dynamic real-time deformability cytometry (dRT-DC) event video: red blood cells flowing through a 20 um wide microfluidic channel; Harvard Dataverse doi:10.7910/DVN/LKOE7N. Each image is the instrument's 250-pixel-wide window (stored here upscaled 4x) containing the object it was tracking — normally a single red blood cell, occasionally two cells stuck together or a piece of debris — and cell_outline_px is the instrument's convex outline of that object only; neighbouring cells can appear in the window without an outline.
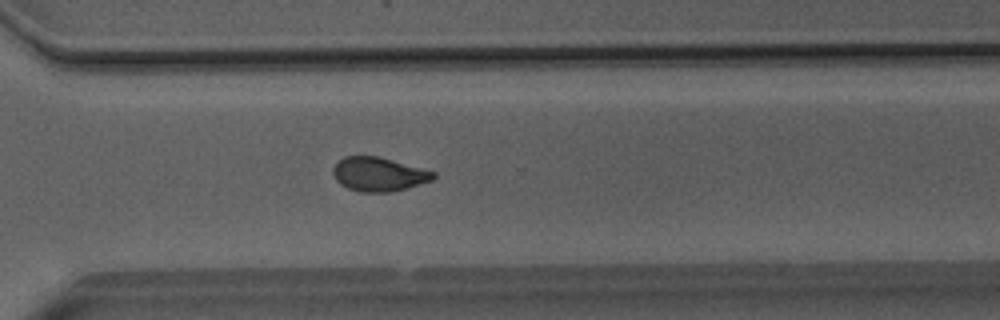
{"species": "Egyptian fruit bat (a non-hibernating species)", "species_latin": "Rousettus aegyptiacus", "temperature_condition": "room temperature", "stored_images_in_passage": 37, "camera_frame_rate_fps": 3000, "um_per_image_px": 0.085, "animal": {"sex": "male"}, "frame": {"image": 1, "passage_image": 23, "time_ms": 7.333, "image_size_px": [1000, 320], "cell_outline_px": [[436, 176], [432, 180], [392, 192], [360, 192], [348, 188], [340, 184], [336, 180], [332, 172], [332, 168], [344, 156], [380, 156], [436, 172]], "centroid_in_image_um": [32.18, 14.8], "position_along_channel_um": 338.4, "area_um2": 19.88}}
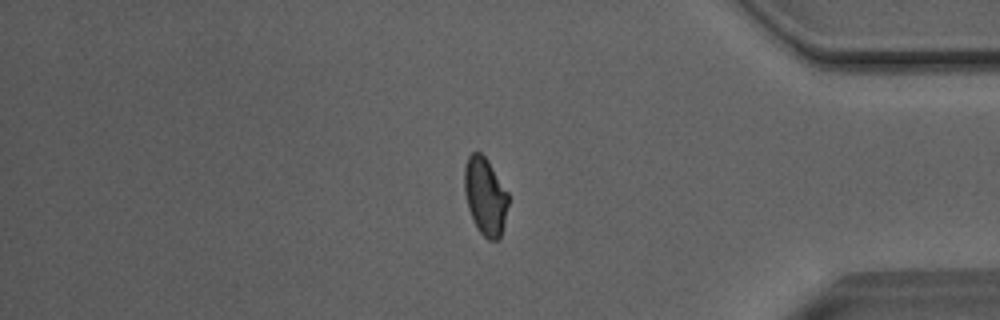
{"frame": {"image": 2, "passage_image": 29, "time_ms": 9.333, "image_size_px": [1000, 320], "cell_outline_px": [[508, 204], [500, 236], [496, 240], [488, 240], [480, 232], [472, 220], [468, 208], [464, 192], [464, 168], [468, 156], [472, 152], [480, 152], [488, 160], [508, 192]], "centroid_in_image_um": [41.22, 16.66], "position_along_channel_um": 394.0, "area_um2": 19.77}}
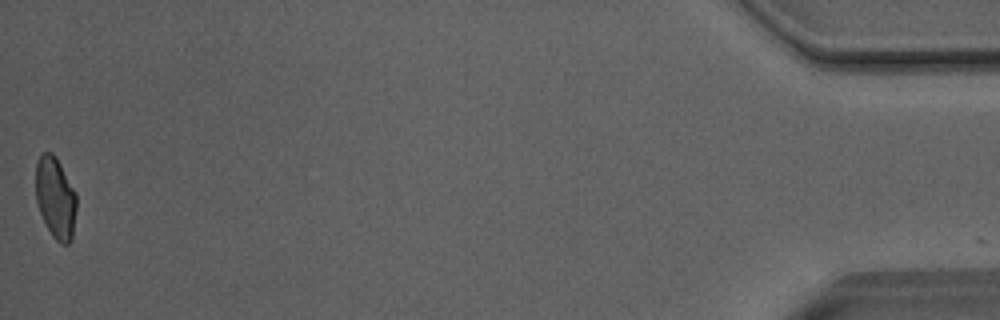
{"frame": {"image": 3, "passage_image": 37, "time_ms": 12.0, "image_size_px": [1000, 320], "cell_outline_px": [[76, 208], [72, 240], [68, 244], [60, 244], [52, 236], [40, 212], [36, 200], [36, 164], [40, 156], [44, 152], [52, 152], [56, 156], [76, 192]], "centroid_in_image_um": [4.73, 16.81], "position_along_channel_um": 430.5, "area_um2": 19.36}, "authors_computed_cell_mechanics": {"area_um2": 20.1144, "velocity_mm_per_s": 4.061, "shape_relaxation_time_tau1_ms": 6.4519, "shape_relaxation_time_tau2_ms": 1.4962, "deformation_change_tau1": 0.1487, "deformation_change_tau2": 0.0644}}